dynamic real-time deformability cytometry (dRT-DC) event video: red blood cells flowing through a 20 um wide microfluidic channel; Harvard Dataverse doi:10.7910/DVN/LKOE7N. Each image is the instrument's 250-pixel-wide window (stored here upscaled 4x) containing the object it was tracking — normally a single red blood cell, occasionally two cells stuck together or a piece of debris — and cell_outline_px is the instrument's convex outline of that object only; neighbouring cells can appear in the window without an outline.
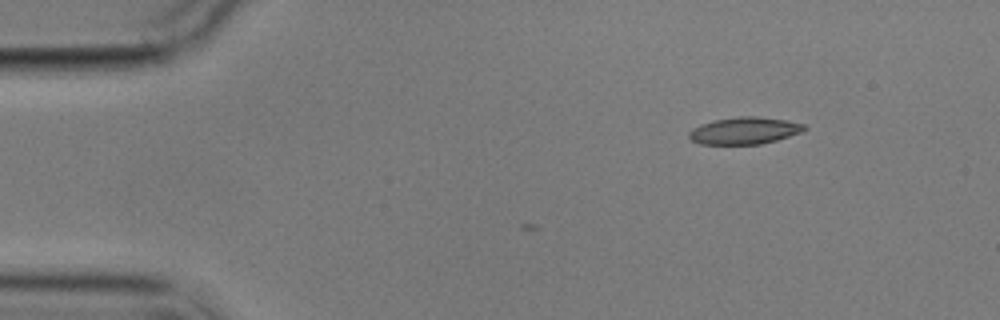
{"species": "common noctule bat (a hibernating species)", "species_latin": "Nyctalus noctula", "temperature_condition": "cold", "stored_images_in_passage": 4, "camera_frame_rate_fps": 3000, "um_per_image_px": 0.085, "animal": {"sex": "male", "body_mass_g": 17.9}, "frame": {"image": 1, "passage_image": 4, "time_ms": 3.333, "image_size_px": [1000, 320], "cell_outline_px": [[808, 128], [800, 132], [776, 140], [760, 144], [700, 144], [692, 140], [688, 136], [688, 132], [692, 128], [700, 124], [716, 120], [740, 116], [756, 116], [788, 120], [804, 124]], "centroid_in_image_um": [63.27, 11.1], "position_along_channel_um": 21.7, "area_um2": 18.09}}